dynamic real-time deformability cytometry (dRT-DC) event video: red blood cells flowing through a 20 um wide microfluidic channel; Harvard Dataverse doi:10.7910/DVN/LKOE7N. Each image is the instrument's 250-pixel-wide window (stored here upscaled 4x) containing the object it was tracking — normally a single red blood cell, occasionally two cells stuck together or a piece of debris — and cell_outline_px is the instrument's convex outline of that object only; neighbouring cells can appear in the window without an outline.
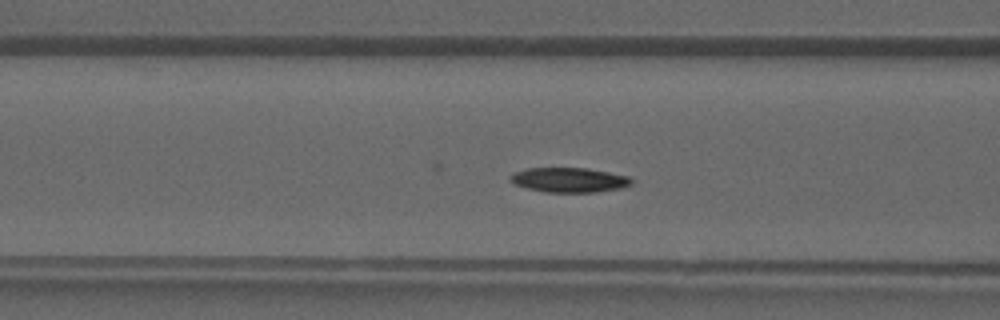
{"species": "common noctule bat (a hibernating species)", "species_latin": "Nyctalus noctula", "temperature_condition": "warm", "stored_images_in_passage": 36, "camera_frame_rate_fps": 3000, "um_per_image_px": 0.085, "animal": {"sex": "male", "forearm_length_mm": 52.5}, "frame": {"image": 1, "passage_image": 12, "time_ms": 3.667, "image_size_px": [1000, 320], "cell_outline_px": [[632, 184], [620, 188], [596, 192], [544, 192], [528, 188], [516, 184], [508, 180], [508, 176], [516, 172], [528, 168], [588, 168], [628, 176], [632, 180]], "centroid_in_image_um": [48.37, 15.29], "position_along_channel_um": 118.2, "area_um2": 17.34}}
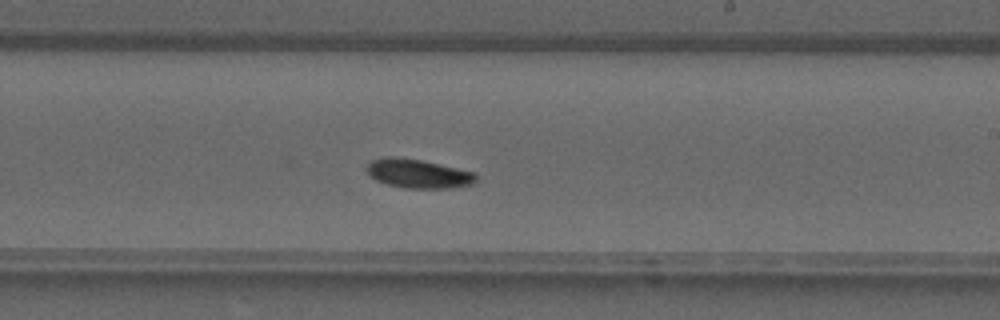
{"frame": {"image": 2, "passage_image": 20, "time_ms": 6.333, "image_size_px": [1000, 320], "cell_outline_px": [[476, 180], [472, 184], [448, 188], [404, 188], [384, 184], [376, 180], [368, 172], [368, 164], [372, 160], [384, 156], [396, 156], [420, 160], [476, 172]], "centroid_in_image_um": [35.54, 14.75], "position_along_channel_um": 253.5, "area_um2": 18.38}}
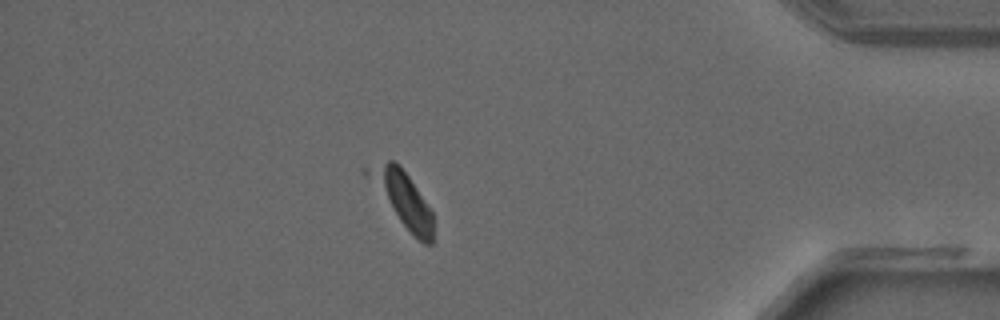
{"frame": {"image": 3, "passage_image": 31, "time_ms": 10.0, "image_size_px": [1000, 320], "cell_outline_px": [[432, 244], [424, 244], [400, 220], [376, 172], [376, 168], [388, 160], [392, 160], [400, 164], [432, 212]], "centroid_in_image_um": [34.56, 17.03], "position_along_channel_um": 400.6, "area_um2": 16.65}}